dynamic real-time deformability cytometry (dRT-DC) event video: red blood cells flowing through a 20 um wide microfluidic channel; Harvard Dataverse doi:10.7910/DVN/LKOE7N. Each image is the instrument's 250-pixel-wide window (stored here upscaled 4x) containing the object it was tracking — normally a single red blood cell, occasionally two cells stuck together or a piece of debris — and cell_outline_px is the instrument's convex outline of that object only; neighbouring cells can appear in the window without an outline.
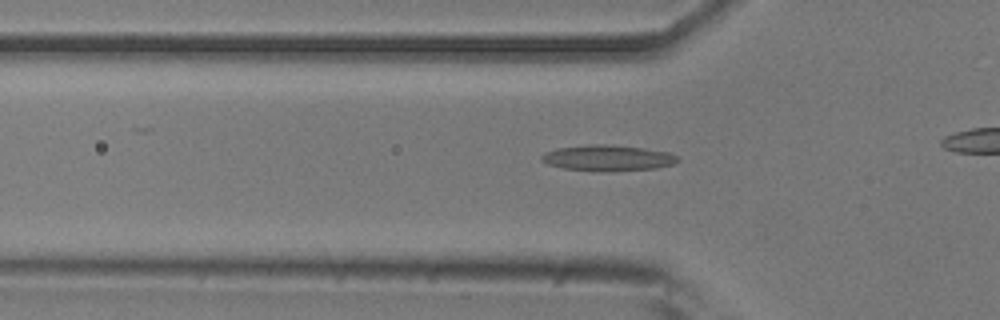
{"species": "common noctule bat (a hibernating species)", "species_latin": "Nyctalus noctula", "temperature_condition": "room temperature", "stored_images_in_passage": 21, "camera_frame_rate_fps": 3000, "um_per_image_px": 0.085, "animal": {"sex": "male", "body_mass_g": 20.5, "forearm_length_mm": 52.5}, "frame": {"image": 1, "passage_image": 15, "time_ms": 4.667, "image_size_px": [1000, 320], "cell_outline_px": [[680, 160], [672, 164], [656, 168], [564, 168], [548, 164], [540, 160], [540, 156], [544, 152], [556, 148], [588, 144], [604, 144], [644, 148], [668, 152], [676, 156]], "centroid_in_image_um": [51.61, 13.36], "position_along_channel_um": 74.2, "area_um2": 19.25}}